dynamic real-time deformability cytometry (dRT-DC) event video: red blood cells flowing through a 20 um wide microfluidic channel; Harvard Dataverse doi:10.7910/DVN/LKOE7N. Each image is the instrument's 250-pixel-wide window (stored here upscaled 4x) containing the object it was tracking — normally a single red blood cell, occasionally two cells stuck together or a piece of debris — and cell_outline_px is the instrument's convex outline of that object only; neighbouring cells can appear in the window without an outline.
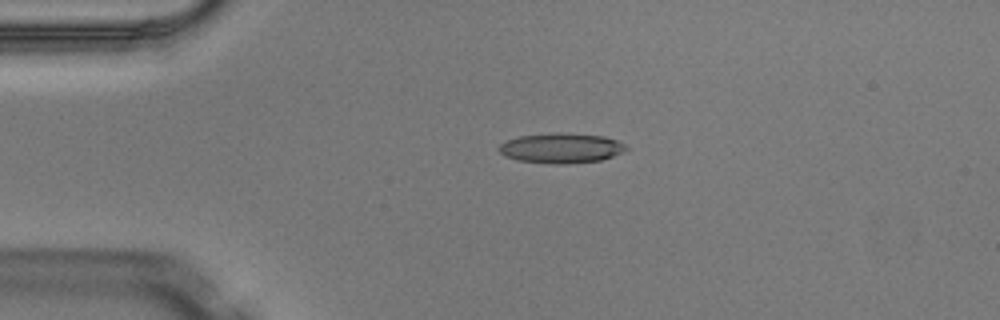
{"species": "Egyptian fruit bat (a non-hibernating species)", "species_latin": "Rousettus aegyptiacus", "temperature_condition": "warm", "stored_images_in_passage": 4, "camera_frame_rate_fps": 3000, "um_per_image_px": 0.085, "animal": {"sex": "male"}, "frame": {"image": 1, "passage_image": 2, "time_ms": 0.333, "image_size_px": [1000, 320], "cell_outline_px": [[628, 148], [624, 152], [600, 160], [564, 164], [552, 164], [516, 160], [504, 156], [496, 148], [500, 144], [508, 140], [520, 136], [556, 132], [560, 132], [604, 136], [616, 140], [624, 144]], "centroid_in_image_um": [47.67, 12.59], "position_along_channel_um": 37.3, "area_um2": 22.31}}